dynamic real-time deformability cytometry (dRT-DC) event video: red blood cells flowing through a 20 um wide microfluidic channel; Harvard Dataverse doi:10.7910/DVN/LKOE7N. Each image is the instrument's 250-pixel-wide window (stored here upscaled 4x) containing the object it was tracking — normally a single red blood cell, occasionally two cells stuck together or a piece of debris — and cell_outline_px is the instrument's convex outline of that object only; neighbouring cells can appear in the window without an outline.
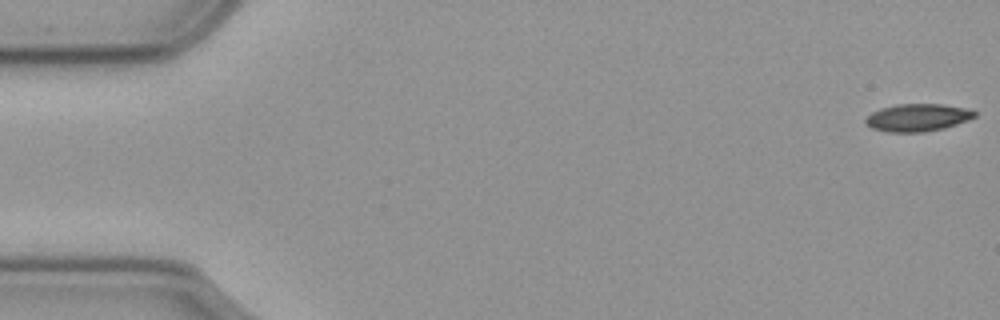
{"species": "common noctule bat (a hibernating species)", "species_latin": "Nyctalus noctula", "temperature_condition": "cold", "stored_images_in_passage": 57, "camera_frame_rate_fps": 3000, "um_per_image_px": 0.085, "animal": {"sex": "male", "body_mass_g": 23.1, "forearm_length_mm": 52.7}, "frame": {"image": 1, "passage_image": 1, "time_ms": 0.0, "image_size_px": [1000, 320], "cell_outline_px": [[976, 116], [968, 120], [944, 128], [924, 132], [888, 132], [872, 128], [864, 124], [864, 120], [872, 112], [880, 108], [896, 104], [944, 104], [972, 108], [976, 112]], "centroid_in_image_um": [78.01, 9.98], "position_along_channel_um": 7.0, "area_um2": 17.74}}
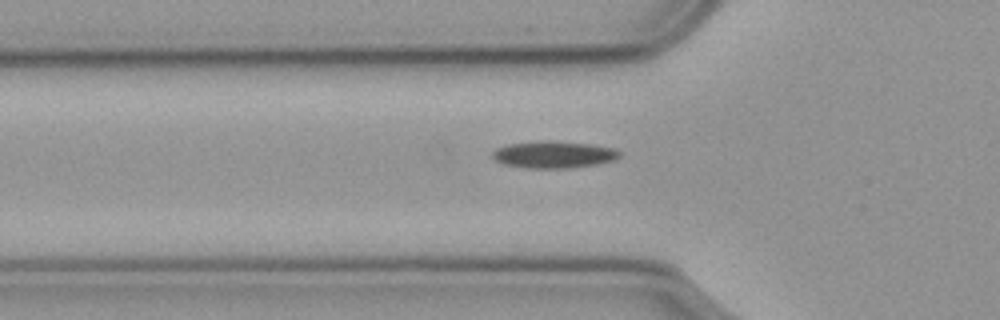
{"frame": {"image": 2, "passage_image": 19, "time_ms": 6.0, "image_size_px": [1000, 320], "cell_outline_px": [[620, 156], [616, 160], [596, 164], [568, 168], [524, 168], [504, 164], [496, 160], [492, 156], [492, 152], [496, 148], [508, 144], [540, 140], [588, 144], [616, 148], [620, 152]], "centroid_in_image_um": [47.06, 13.14], "position_along_channel_um": 78.7, "area_um2": 19.94}}
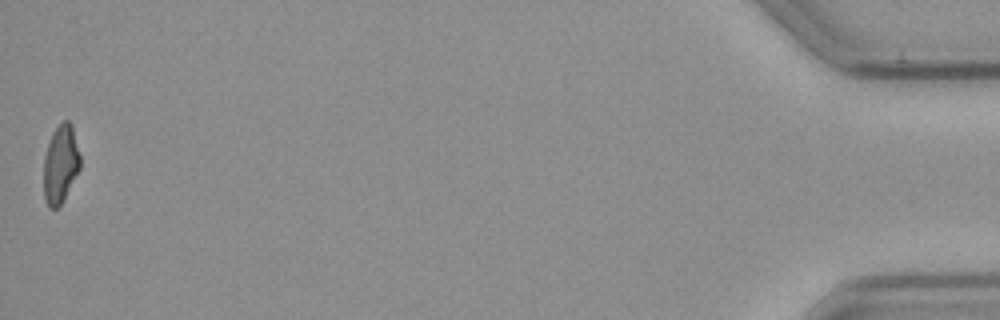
{"frame": {"image": 3, "passage_image": 57, "time_ms": 18.667, "image_size_px": [1000, 320], "cell_outline_px": [[80, 168], [60, 204], [56, 208], [48, 208], [44, 196], [44, 156], [52, 132], [64, 120], [68, 120], [72, 124], [80, 156]], "centroid_in_image_um": [5.14, 13.92], "position_along_channel_um": 430.1, "area_um2": 16.36}}